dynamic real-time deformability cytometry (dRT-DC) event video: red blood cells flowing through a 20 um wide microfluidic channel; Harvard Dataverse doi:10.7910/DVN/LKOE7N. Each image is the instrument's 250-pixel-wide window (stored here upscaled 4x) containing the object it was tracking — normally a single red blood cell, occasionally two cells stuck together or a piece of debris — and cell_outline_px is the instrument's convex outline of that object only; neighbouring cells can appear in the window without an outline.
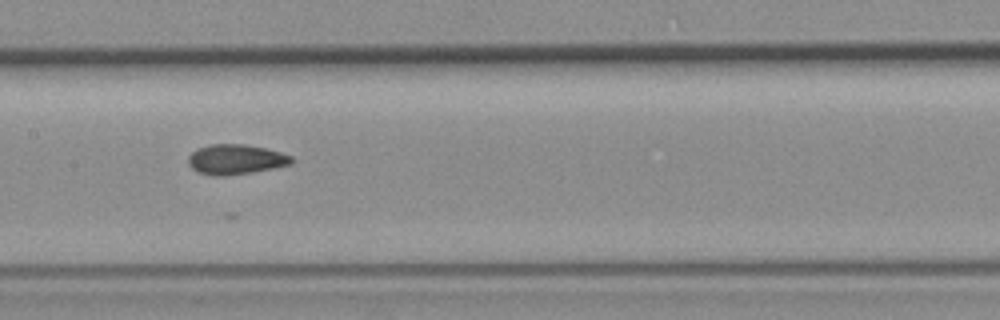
{"species": "common noctule bat (a hibernating species)", "species_latin": "Nyctalus noctula", "temperature_condition": "room temperature", "stored_images_in_passage": 10, "camera_frame_rate_fps": 3000, "um_per_image_px": 0.085, "animal": {"sex": "female", "body_mass_g": 19.3, "forearm_length_mm": 54.1}, "frame": {"image": 1, "passage_image": 7, "time_ms": 8.0, "image_size_px": [1000, 320], "cell_outline_px": [[292, 164], [252, 172], [224, 176], [212, 176], [200, 172], [192, 168], [188, 164], [188, 156], [196, 148], [212, 144], [244, 144], [264, 148], [280, 152], [292, 156]], "centroid_in_image_um": [20.01, 13.54], "position_along_channel_um": 187.4, "area_um2": 17.98}}
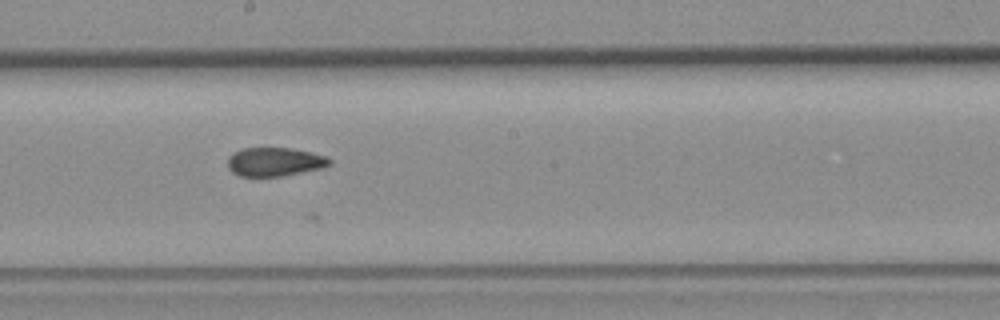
{"frame": {"image": 2, "passage_image": 8, "time_ms": 9.0, "image_size_px": [1000, 320], "cell_outline_px": [[332, 164], [324, 168], [280, 176], [240, 176], [232, 172], [228, 168], [228, 156], [232, 152], [244, 148], [288, 148], [328, 156], [332, 160]], "centroid_in_image_um": [23.36, 13.75], "position_along_channel_um": 224.8, "area_um2": 17.11}}
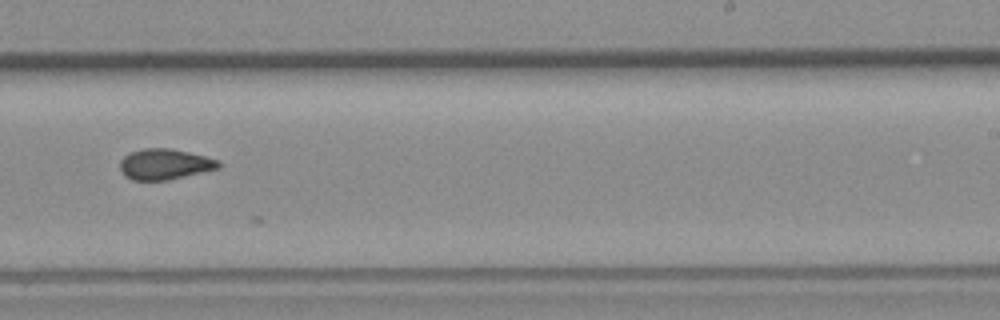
{"frame": {"image": 3, "passage_image": 9, "time_ms": 10.333, "image_size_px": [1000, 320], "cell_outline_px": [[220, 168], [168, 180], [132, 180], [124, 176], [120, 172], [120, 160], [128, 152], [144, 148], [168, 148], [188, 152], [220, 160]], "centroid_in_image_um": [13.96, 13.96], "position_along_channel_um": 275.0, "area_um2": 17.74}}